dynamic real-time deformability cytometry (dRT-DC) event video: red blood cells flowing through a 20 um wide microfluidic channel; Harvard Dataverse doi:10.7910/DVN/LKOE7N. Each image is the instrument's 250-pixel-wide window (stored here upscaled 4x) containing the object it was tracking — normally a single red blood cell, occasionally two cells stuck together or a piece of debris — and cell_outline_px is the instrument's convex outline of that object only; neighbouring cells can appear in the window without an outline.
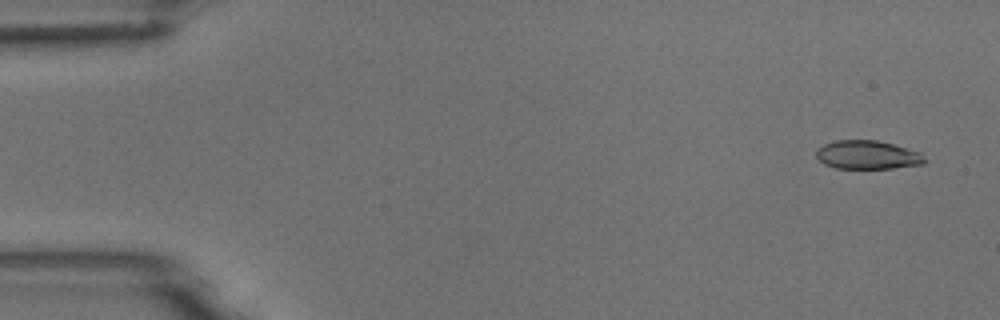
{"species": "common noctule bat (a hibernating species)", "species_latin": "Nyctalus noctula", "temperature_condition": "room temperature", "stored_images_in_passage": 54, "camera_frame_rate_fps": 3000, "um_per_image_px": 0.085, "animal": {"sex": "male", "body_mass_g": 18.8}, "frame": {"image": 1, "passage_image": 3, "time_ms": 0.667, "image_size_px": [1000, 320], "cell_outline_px": [[928, 160], [924, 164], [892, 168], [836, 168], [824, 164], [816, 156], [816, 148], [824, 144], [836, 140], [876, 140], [892, 144], [920, 152]], "centroid_in_image_um": [73.74, 13.16], "position_along_channel_um": 11.3, "area_um2": 18.09}}
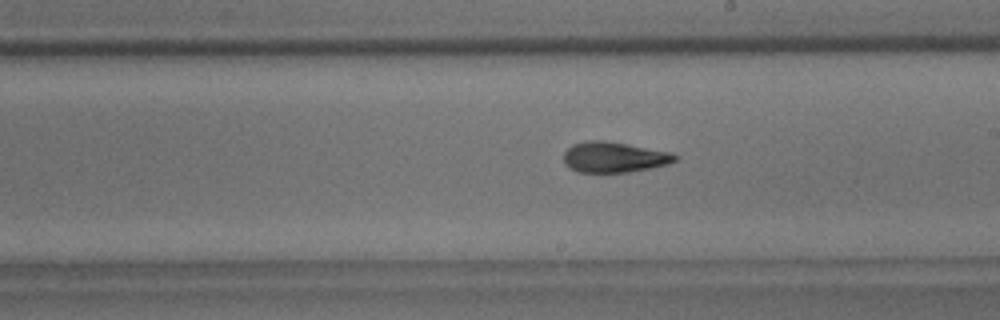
{"frame": {"image": 2, "passage_image": 31, "time_ms": 10.0, "image_size_px": [1000, 320], "cell_outline_px": [[680, 156], [676, 160], [668, 164], [652, 168], [628, 172], [576, 172], [568, 168], [564, 164], [564, 152], [572, 144], [588, 140], [604, 140], [628, 144], [672, 152]], "centroid_in_image_um": [52.2, 13.36], "position_along_channel_um": 236.8, "area_um2": 20.11}}
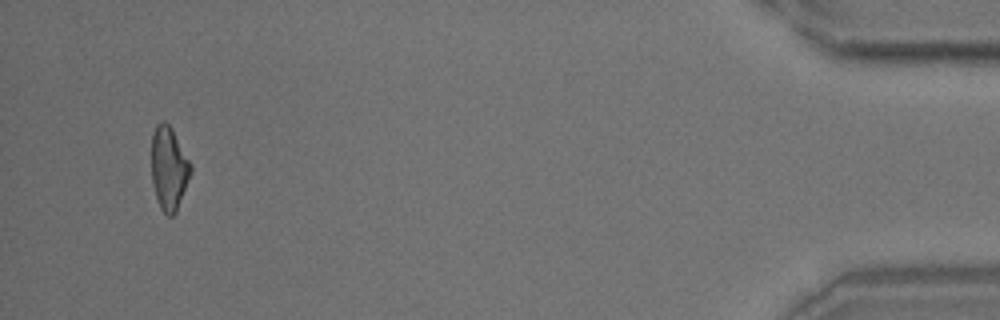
{"frame": {"image": 3, "passage_image": 52, "time_ms": 17.0, "image_size_px": [1000, 320], "cell_outline_px": [[192, 172], [176, 212], [172, 216], [168, 216], [160, 208], [152, 184], [152, 132], [156, 124], [160, 120], [164, 120], [172, 128], [192, 164]], "centroid_in_image_um": [14.36, 14.28], "position_along_channel_um": 420.8, "area_um2": 19.25}, "authors_computed_cell_mechanics": {"area_um2": 19.4497, "velocity_mm_per_s": 3.7306, "shape_relaxation_time_tau1_ms": 6.7957, "shape_relaxation_time_tau2_ms": 2.7317, "deformation_change_tau1": 0.2138, "deformation_change_tau2": 0.1168}}